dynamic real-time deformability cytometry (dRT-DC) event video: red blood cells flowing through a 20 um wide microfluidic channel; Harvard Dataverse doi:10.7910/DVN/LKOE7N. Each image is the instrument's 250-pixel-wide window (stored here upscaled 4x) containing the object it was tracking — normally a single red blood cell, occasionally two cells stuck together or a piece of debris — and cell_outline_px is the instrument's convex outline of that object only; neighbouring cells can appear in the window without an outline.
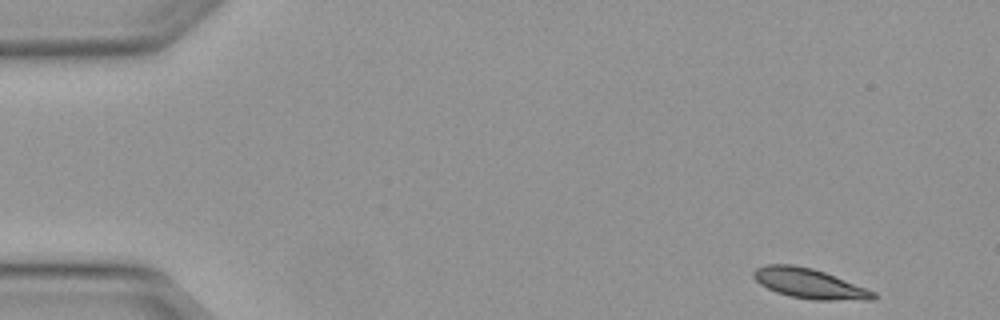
{"species": "Egyptian fruit bat (a non-hibernating species)", "species_latin": "Rousettus aegyptiacus", "temperature_condition": "warm", "stored_images_in_passage": 47, "camera_frame_rate_fps": 3000, "um_per_image_px": 0.085, "animal": {"sex": "female"}, "frame": {"image": 1, "passage_image": 1, "time_ms": 0.0, "image_size_px": [1000, 320], "cell_outline_px": [[876, 296], [872, 300], [812, 300], [792, 296], [776, 292], [760, 284], [752, 276], [752, 272], [756, 268], [768, 264], [792, 264], [812, 268], [824, 272], [876, 292]], "centroid_in_image_um": [68.77, 24.1], "position_along_channel_um": 16.2, "area_um2": 20.75}}
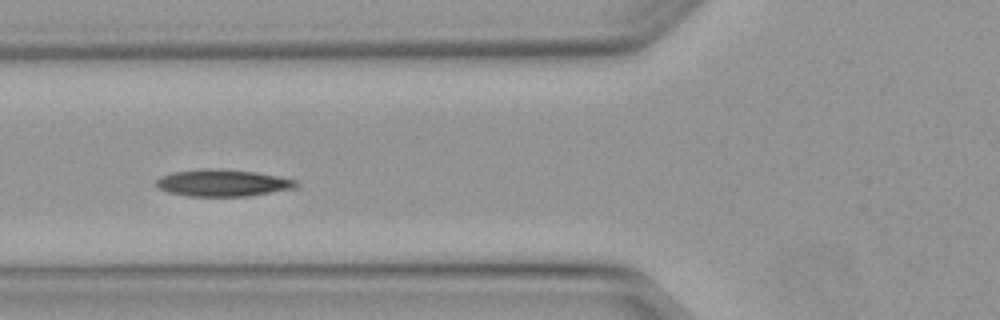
{"frame": {"image": 2, "passage_image": 16, "time_ms": 5.0, "image_size_px": [1000, 320], "cell_outline_px": [[300, 188], [248, 196], [188, 196], [168, 192], [160, 188], [156, 184], [156, 180], [160, 176], [172, 172], [200, 168], [220, 168], [256, 172], [296, 180], [300, 184]], "centroid_in_image_um": [18.97, 15.54], "position_along_channel_um": 106.8, "area_um2": 22.25}}
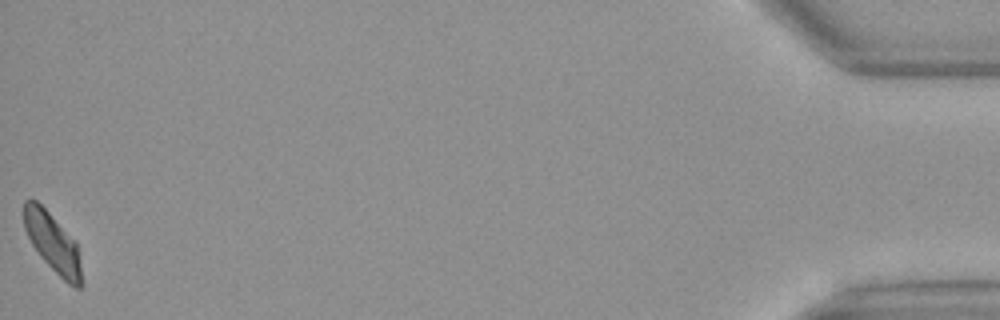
{"frame": {"image": 3, "passage_image": 47, "time_ms": 15.333, "image_size_px": [1000, 320], "cell_outline_px": [[84, 284], [80, 288], [76, 288], [68, 284], [40, 256], [32, 244], [24, 228], [24, 200], [36, 200], [48, 212], [76, 244]], "centroid_in_image_um": [4.48, 20.68], "position_along_channel_um": 430.7, "area_um2": 19.25}}